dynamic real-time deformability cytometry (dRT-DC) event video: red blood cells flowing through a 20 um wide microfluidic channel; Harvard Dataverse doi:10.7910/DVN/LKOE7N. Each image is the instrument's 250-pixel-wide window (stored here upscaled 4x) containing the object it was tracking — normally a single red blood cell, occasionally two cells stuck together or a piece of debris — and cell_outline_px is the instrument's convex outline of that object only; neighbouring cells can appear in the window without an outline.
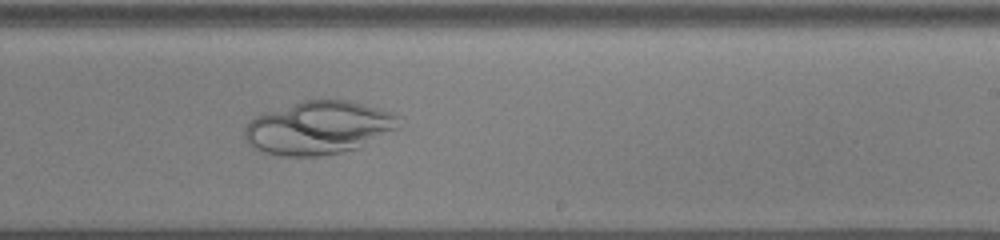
{"species": "common noctule bat (a hibernating species)", "species_latin": "Nyctalus noctula", "temperature_condition": "cold", "stored_images_in_passage": 51, "camera_frame_rate_fps": 3000, "um_per_image_px": 0.085, "animal": {"sex": "male", "body_mass_g": 13.0, "forearm_length_mm": 53.1}, "frame": {"image": 1, "passage_image": 30, "time_ms": 9.667, "image_size_px": [1000, 240], "cell_outline_px": [[400, 128], [356, 148], [340, 152], [320, 156], [280, 156], [264, 152], [248, 144], [244, 140], [244, 128], [256, 116], [304, 100], [348, 100], [392, 112], [396, 116]], "centroid_in_image_um": [27.07, 10.87], "position_along_channel_um": 261.9, "area_um2": 47.22}}
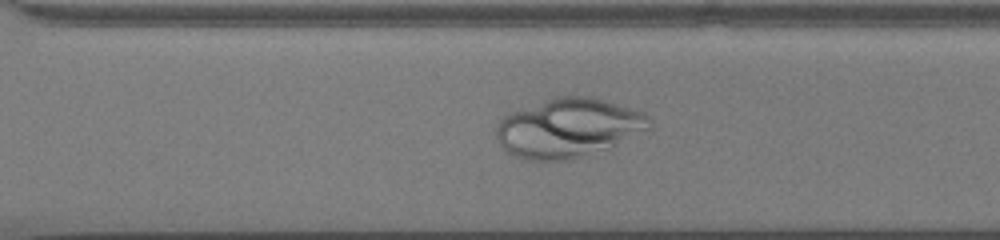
{"frame": {"image": 2, "passage_image": 35, "time_ms": 11.333, "image_size_px": [1000, 240], "cell_outline_px": [[652, 128], [608, 148], [568, 160], [528, 160], [512, 156], [500, 144], [496, 136], [496, 128], [500, 120], [508, 112], [556, 96], [588, 96], [644, 112], [648, 116], [652, 124]], "centroid_in_image_um": [48.29, 10.87], "position_along_channel_um": 322.3, "area_um2": 52.54}}
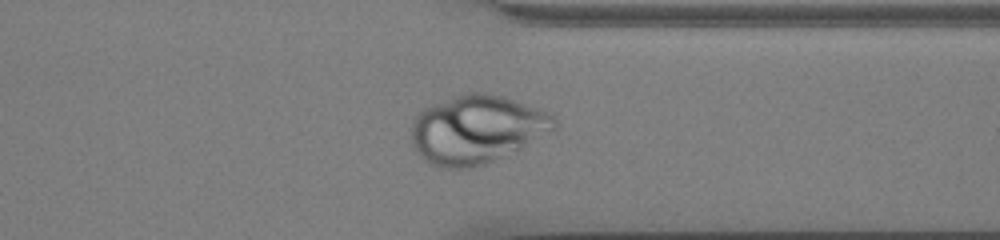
{"frame": {"image": 3, "passage_image": 39, "time_ms": 12.667, "image_size_px": [1000, 240], "cell_outline_px": [[556, 132], [520, 148], [492, 160], [472, 168], [440, 168], [424, 160], [416, 152], [412, 144], [412, 124], [416, 116], [424, 108], [456, 96], [468, 92], [484, 92], [504, 96], [552, 112], [556, 120]], "centroid_in_image_um": [40.58, 10.99], "position_along_channel_um": 370.8, "area_um2": 57.05}}